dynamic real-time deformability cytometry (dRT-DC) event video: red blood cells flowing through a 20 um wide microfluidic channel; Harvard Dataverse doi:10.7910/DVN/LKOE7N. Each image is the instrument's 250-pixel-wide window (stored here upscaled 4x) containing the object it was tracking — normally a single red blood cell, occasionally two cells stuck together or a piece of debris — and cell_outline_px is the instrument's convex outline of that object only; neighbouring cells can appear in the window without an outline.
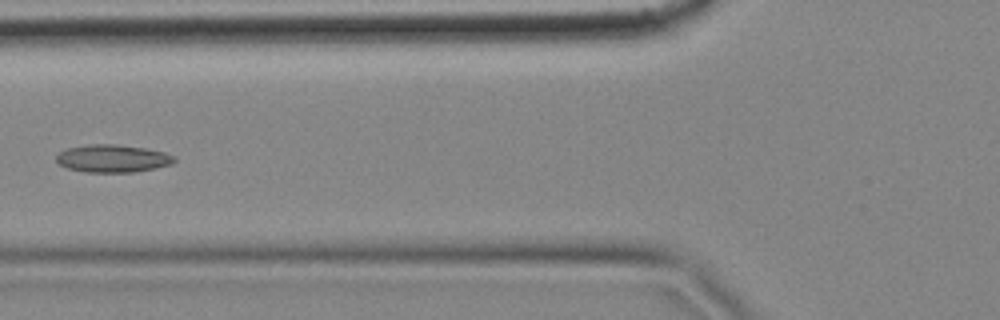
{"species": "common noctule bat (a hibernating species)", "species_latin": "Nyctalus noctula", "temperature_condition": "cold", "stored_images_in_passage": 4, "camera_frame_rate_fps": 3000, "um_per_image_px": 0.085, "animal": {"sex": "female", "body_mass_g": 18.4}, "frame": {"image": 1, "passage_image": 4, "time_ms": 1.0, "image_size_px": [1000, 320], "cell_outline_px": [[176, 160], [172, 164], [156, 168], [132, 172], [84, 172], [68, 168], [60, 164], [56, 160], [56, 156], [60, 152], [68, 148], [88, 144], [116, 144], [144, 148], [164, 152], [176, 156]], "centroid_in_image_um": [9.6, 13.47], "position_along_channel_um": 116.2, "area_um2": 19.02}}